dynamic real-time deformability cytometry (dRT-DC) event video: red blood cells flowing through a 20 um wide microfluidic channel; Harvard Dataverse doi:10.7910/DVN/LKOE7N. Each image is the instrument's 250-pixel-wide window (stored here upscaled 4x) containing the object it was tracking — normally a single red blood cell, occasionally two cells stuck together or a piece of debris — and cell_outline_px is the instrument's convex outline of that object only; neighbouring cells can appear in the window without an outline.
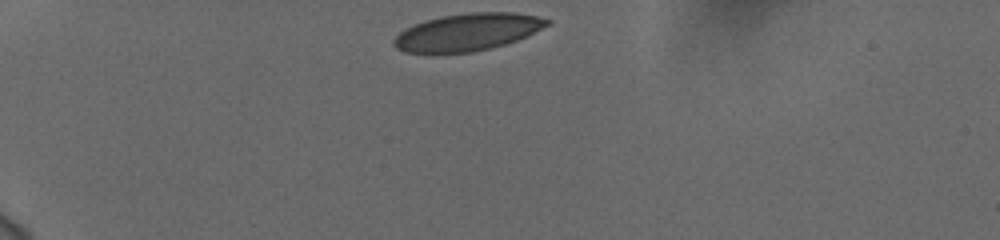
{"species": "human", "species_latin": "Homo sapiens", "temperature_condition": "cold", "stored_images_in_passage": 35, "camera_frame_rate_fps": 3000, "um_per_image_px": 0.085, "donor": {"sex": "female"}, "frame": {"image": 1, "passage_image": 1, "time_ms": 0.0, "image_size_px": [1000, 240], "cell_outline_px": [[552, 20], [548, 24], [516, 40], [504, 44], [472, 52], [432, 56], [404, 52], [396, 48], [392, 44], [392, 40], [404, 28], [412, 24], [424, 20], [440, 16], [468, 12], [516, 12], [536, 16]], "centroid_in_image_um": [39.6, 2.76], "position_along_channel_um": 45.4, "area_um2": 33.99}}
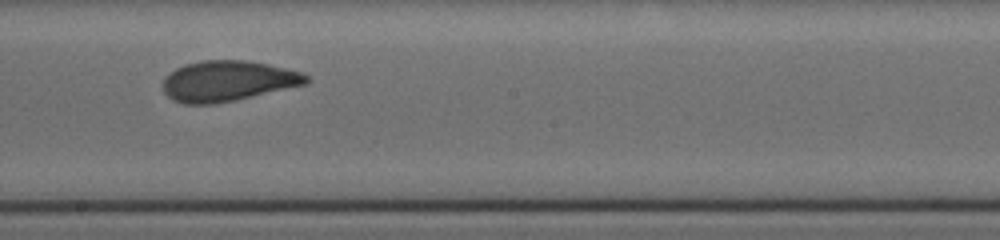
{"frame": {"image": 2, "passage_image": 20, "time_ms": 6.333, "image_size_px": [1000, 240], "cell_outline_px": [[312, 80], [308, 84], [236, 100], [212, 104], [184, 104], [172, 100], [164, 92], [164, 76], [176, 68], [184, 64], [204, 60], [244, 60], [268, 64], [304, 72]], "centroid_in_image_um": [19.4, 6.88], "position_along_channel_um": 228.8, "area_um2": 34.16}}
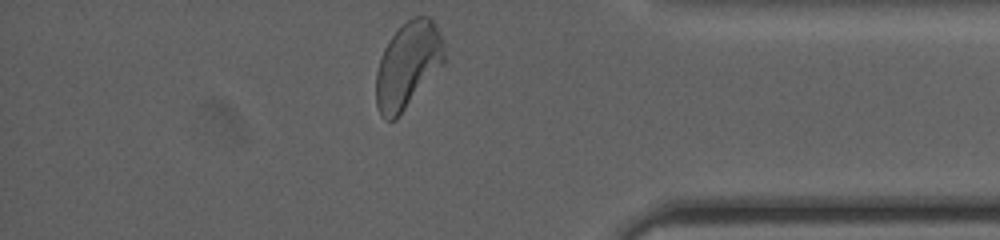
{"frame": {"image": 3, "passage_image": 35, "time_ms": 11.333, "image_size_px": [1000, 240], "cell_outline_px": [[444, 64], [396, 120], [388, 120], [380, 116], [376, 104], [376, 72], [380, 56], [388, 40], [408, 20], [416, 16], [432, 16], [440, 32], [444, 48]], "centroid_in_image_um": [34.66, 5.55], "position_along_channel_um": 400.5, "area_um2": 34.45}, "authors_computed_cell_mechanics": {"area_um2": 34.1598, "velocity_mm_per_s": 3.7362, "shape_relaxation_time_tau1_ms": 5.1698, "shape_relaxation_time_tau2_ms": 0.9968, "deformation_change_tau1": 0.1483, "deformation_change_tau2": 0.0679}}